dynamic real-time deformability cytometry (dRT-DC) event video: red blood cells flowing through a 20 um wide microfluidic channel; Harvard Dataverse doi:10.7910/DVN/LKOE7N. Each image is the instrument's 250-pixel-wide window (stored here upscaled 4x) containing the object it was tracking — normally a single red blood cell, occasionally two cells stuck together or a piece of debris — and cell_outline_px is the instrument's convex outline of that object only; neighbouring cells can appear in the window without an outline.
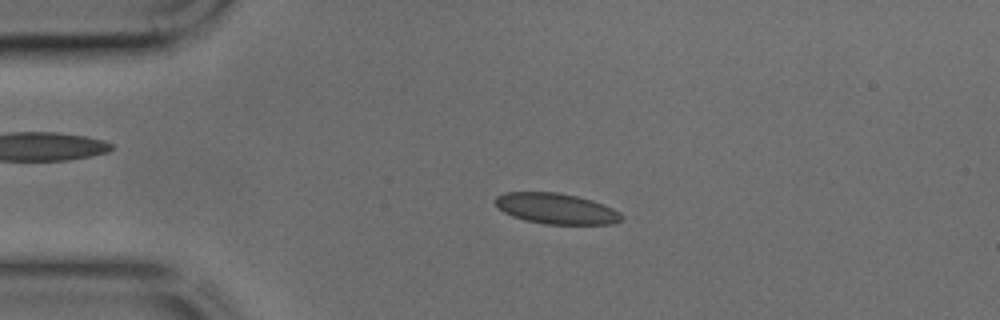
{"species": "common noctule bat (a hibernating species)", "species_latin": "Nyctalus noctula", "temperature_condition": "cold", "stored_images_in_passage": 44, "camera_frame_rate_fps": 3000, "um_per_image_px": 0.085, "animal": {"sex": "male", "body_mass_g": 17.9, "forearm_length_mm": 54.2}, "frame": {"image": 1, "passage_image": 9, "time_ms": 2.667, "image_size_px": [1000, 320], "cell_outline_px": [[624, 216], [620, 220], [612, 224], [544, 224], [524, 220], [512, 216], [504, 212], [496, 204], [496, 196], [504, 192], [556, 192], [576, 196], [592, 200], [604, 204], [620, 212]], "centroid_in_image_um": [47.28, 17.73], "position_along_channel_um": 37.7, "area_um2": 22.54}}
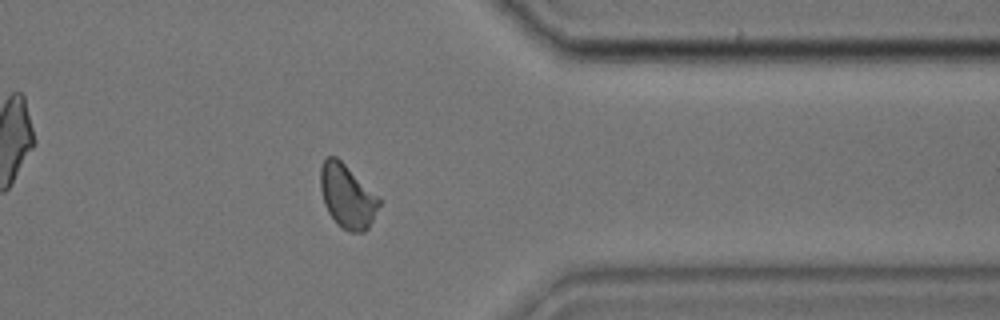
{"frame": {"image": 2, "passage_image": 35, "time_ms": 11.333, "image_size_px": [1000, 320], "cell_outline_px": [[380, 204], [368, 228], [364, 232], [348, 232], [340, 228], [336, 224], [328, 212], [324, 204], [320, 188], [320, 168], [324, 160], [328, 156], [336, 156], [380, 196]], "centroid_in_image_um": [29.51, 16.69], "position_along_channel_um": 381.9, "area_um2": 22.02}}
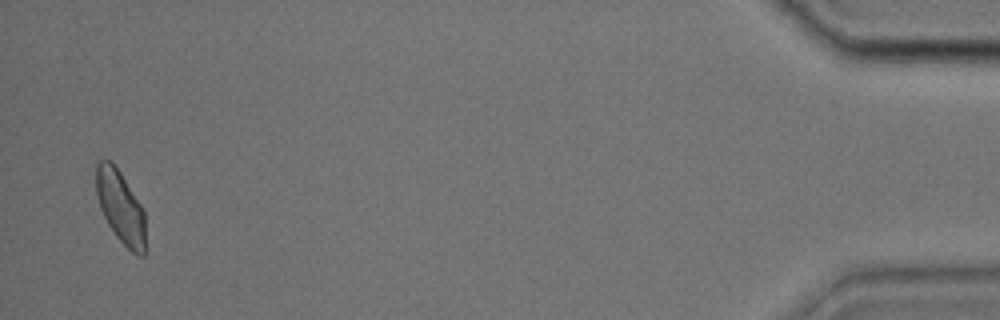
{"frame": {"image": 3, "passage_image": 43, "time_ms": 14.0, "image_size_px": [1000, 320], "cell_outline_px": [[144, 256], [140, 256], [132, 252], [116, 236], [108, 224], [100, 208], [96, 192], [96, 160], [112, 160], [144, 208]], "centroid_in_image_um": [10.23, 17.54], "position_along_channel_um": 425.0, "area_um2": 20.81}}